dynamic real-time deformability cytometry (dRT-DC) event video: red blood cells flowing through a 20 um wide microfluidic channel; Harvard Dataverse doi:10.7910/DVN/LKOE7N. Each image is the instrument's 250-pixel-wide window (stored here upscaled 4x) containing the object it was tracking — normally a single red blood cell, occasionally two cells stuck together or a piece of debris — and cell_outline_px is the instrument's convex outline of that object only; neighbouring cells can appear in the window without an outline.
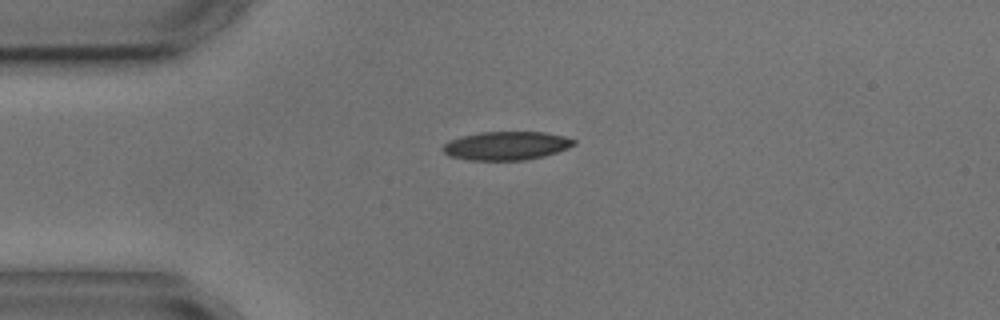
{"species": "common noctule bat (a hibernating species)", "species_latin": "Nyctalus noctula", "temperature_condition": "cold", "stored_images_in_passage": 7, "camera_frame_rate_fps": 3000, "um_per_image_px": 0.085, "animal": {"sex": "male", "body_mass_g": 17.9, "forearm_length_mm": 54.2}, "frame": {"image": 1, "passage_image": 1, "time_ms": 0.0, "image_size_px": [1000, 320], "cell_outline_px": [[576, 144], [568, 148], [544, 156], [524, 160], [468, 160], [448, 156], [440, 148], [448, 140], [460, 136], [480, 132], [544, 132], [564, 136], [576, 140]], "centroid_in_image_um": [43.0, 12.38], "position_along_channel_um": 42.0, "area_um2": 21.96}}
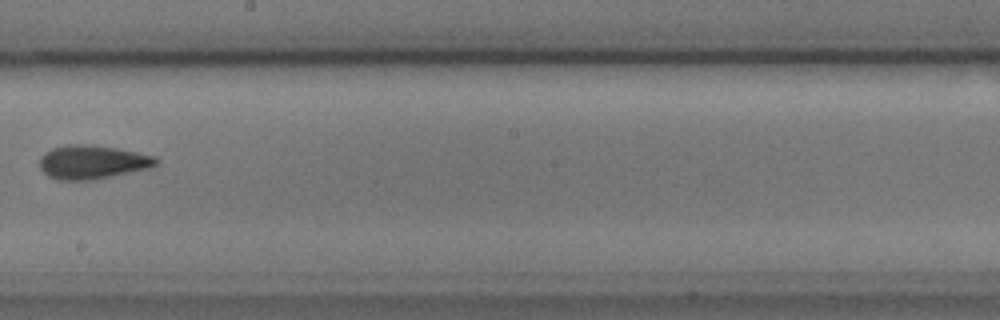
{"frame": {"image": 2, "passage_image": 6, "time_ms": 6.0, "image_size_px": [1000, 320], "cell_outline_px": [[160, 160], [156, 164], [148, 168], [112, 176], [92, 180], [60, 180], [48, 176], [40, 168], [40, 156], [44, 152], [52, 148], [64, 144], [92, 144], [116, 148], [156, 156]], "centroid_in_image_um": [7.82, 13.76], "position_along_channel_um": 240.4, "area_um2": 23.0}}